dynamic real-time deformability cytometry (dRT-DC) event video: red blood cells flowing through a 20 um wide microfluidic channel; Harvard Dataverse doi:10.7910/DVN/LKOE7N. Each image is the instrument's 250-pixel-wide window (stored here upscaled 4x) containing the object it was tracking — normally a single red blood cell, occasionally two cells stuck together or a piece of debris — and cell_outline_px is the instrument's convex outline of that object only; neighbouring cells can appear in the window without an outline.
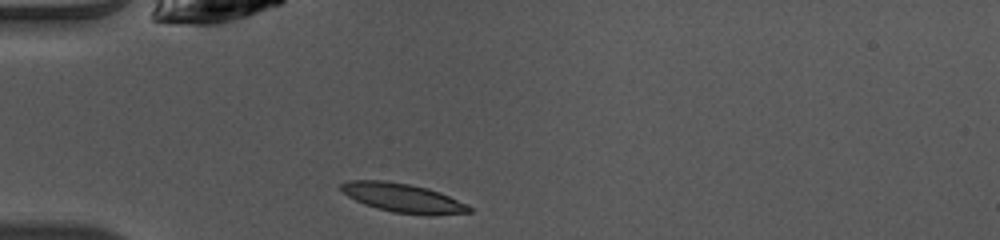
{"species": "common noctule bat (a hibernating species)", "species_latin": "Nyctalus noctula", "temperature_condition": "warm", "stored_images_in_passage": 36, "camera_frame_rate_fps": 3000, "um_per_image_px": 0.085, "animal": {"sex": "female", "body_mass_g": 10.0, "forearm_length_mm": 53.1}, "frame": {"image": 1, "passage_image": 1, "time_ms": 0.0, "image_size_px": [1000, 240], "cell_outline_px": [[472, 212], [432, 216], [428, 216], [392, 212], [376, 208], [364, 204], [348, 196], [340, 188], [340, 184], [348, 180], [384, 180], [408, 184], [428, 188], [440, 192], [468, 204], [472, 208]], "centroid_in_image_um": [34.29, 16.83], "position_along_channel_um": 50.7, "area_um2": 21.85}}
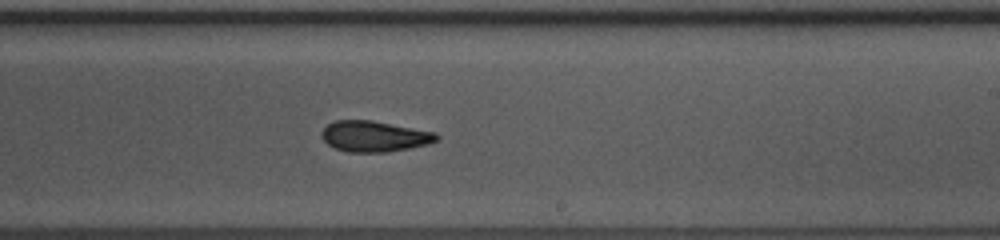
{"frame": {"image": 2, "passage_image": 17, "time_ms": 5.333, "image_size_px": [1000, 240], "cell_outline_px": [[440, 140], [428, 144], [412, 148], [384, 152], [348, 152], [336, 148], [328, 144], [320, 136], [320, 132], [332, 120], [372, 120], [436, 132], [440, 136]], "centroid_in_image_um": [31.84, 11.58], "position_along_channel_um": 257.2, "area_um2": 20.87}}
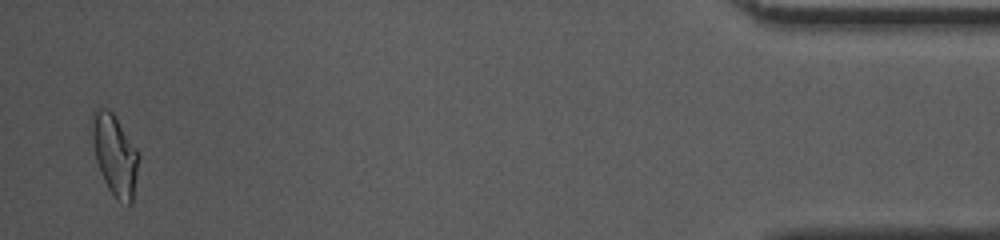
{"frame": {"image": 3, "passage_image": 35, "time_ms": 11.333, "image_size_px": [1000, 240], "cell_outline_px": [[140, 160], [132, 204], [128, 204], [116, 200], [108, 188], [100, 172], [96, 160], [92, 136], [92, 112], [100, 108], [108, 108], [112, 112], [136, 148], [140, 156]], "centroid_in_image_um": [9.78, 13.2], "position_along_channel_um": 425.4, "area_um2": 21.91}, "authors_computed_cell_mechanics": {"area_um2": 21.1259, "velocity_mm_per_s": 4.0944, "shape_relaxation_time_tau1_ms": 3.8278, "shape_relaxation_time_tau2_ms": 5.4367, "deformation_change_tau1": 0.1661, "deformation_change_tau2": 0.1115}}